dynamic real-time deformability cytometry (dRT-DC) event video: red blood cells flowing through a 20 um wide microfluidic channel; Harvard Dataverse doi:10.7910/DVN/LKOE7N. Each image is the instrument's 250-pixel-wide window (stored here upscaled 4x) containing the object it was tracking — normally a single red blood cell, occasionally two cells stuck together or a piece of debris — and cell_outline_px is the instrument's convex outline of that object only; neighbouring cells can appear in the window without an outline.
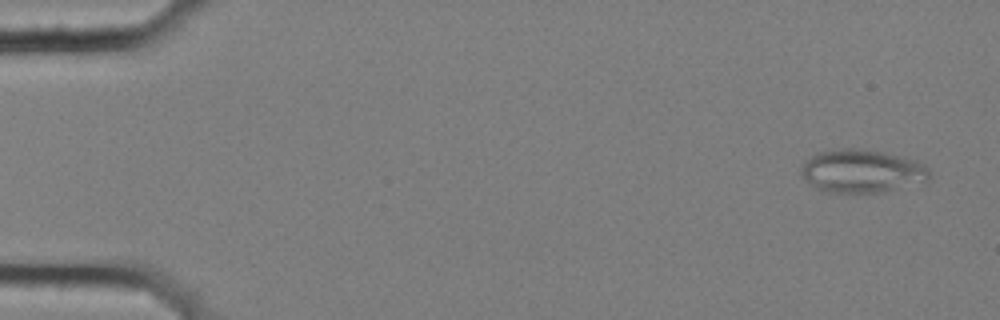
{"species": "common noctule bat (a hibernating species)", "species_latin": "Nyctalus noctula", "temperature_condition": "cold", "stored_images_in_passage": 5, "camera_frame_rate_fps": 3000, "um_per_image_px": 0.085, "animal": {"sex": "female", "body_mass_g": 25.1}, "frame": {"image": 1, "passage_image": 1, "time_ms": 0.0, "image_size_px": [1000, 320], "cell_outline_px": [[932, 172], [928, 180], [924, 184], [880, 192], [824, 192], [808, 184], [804, 180], [800, 172], [800, 168], [804, 160], [816, 152], [840, 148], [856, 148], [884, 152], [916, 160], [924, 164]], "centroid_in_image_um": [73.26, 14.54], "position_along_channel_um": 11.7, "area_um2": 33.0}}